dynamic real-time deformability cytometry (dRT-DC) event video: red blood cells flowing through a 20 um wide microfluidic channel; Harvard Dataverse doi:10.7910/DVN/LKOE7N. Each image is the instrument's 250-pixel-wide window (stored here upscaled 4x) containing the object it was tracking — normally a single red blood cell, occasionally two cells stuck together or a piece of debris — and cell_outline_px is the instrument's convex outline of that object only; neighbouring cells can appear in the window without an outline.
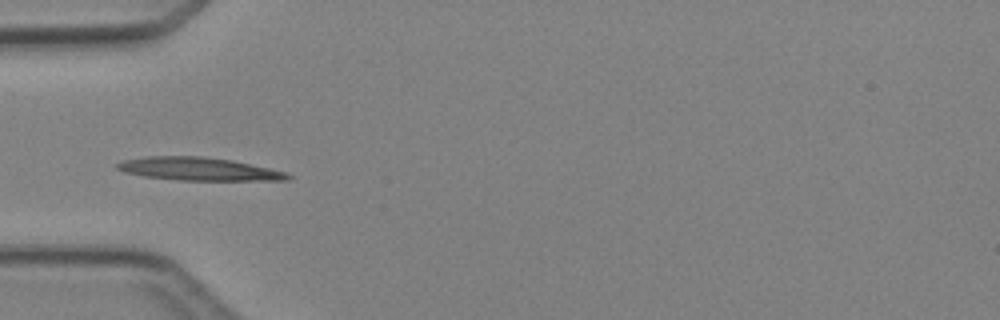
{"species": "Egyptian fruit bat (a non-hibernating species)", "species_latin": "Rousettus aegyptiacus", "temperature_condition": "cold", "stored_images_in_passage": 6, "camera_frame_rate_fps": 3000, "um_per_image_px": 0.085, "animal": {"sex": "female"}, "frame": {"image": 1, "passage_image": 4, "time_ms": 4.667, "image_size_px": [1000, 320], "cell_outline_px": [[292, 176], [288, 180], [180, 180], [144, 176], [124, 172], [116, 168], [116, 164], [120, 160], [144, 156], [200, 156], [232, 160], [268, 168], [284, 172]], "centroid_in_image_um": [16.81, 14.35], "position_along_channel_um": 68.2, "area_um2": 22.77}}
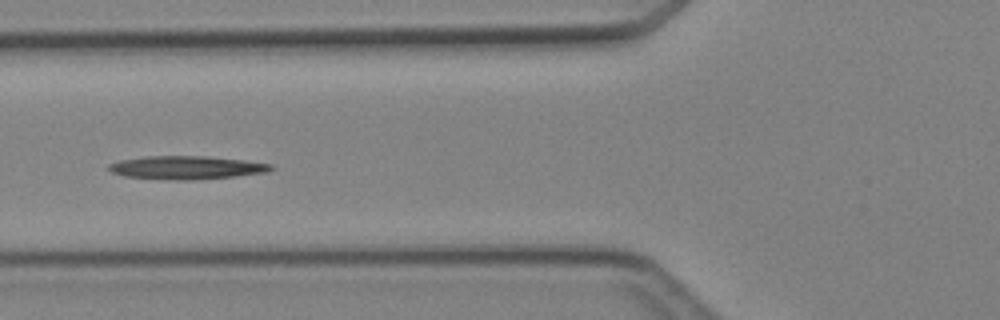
{"frame": {"image": 2, "passage_image": 5, "time_ms": 5.667, "image_size_px": [1000, 320], "cell_outline_px": [[276, 168], [268, 172], [232, 176], [192, 180], [176, 180], [124, 176], [112, 172], [108, 168], [108, 164], [120, 160], [144, 156], [204, 156], [244, 160], [272, 164]], "centroid_in_image_um": [15.86, 14.24], "position_along_channel_um": 109.9, "area_um2": 21.91}}
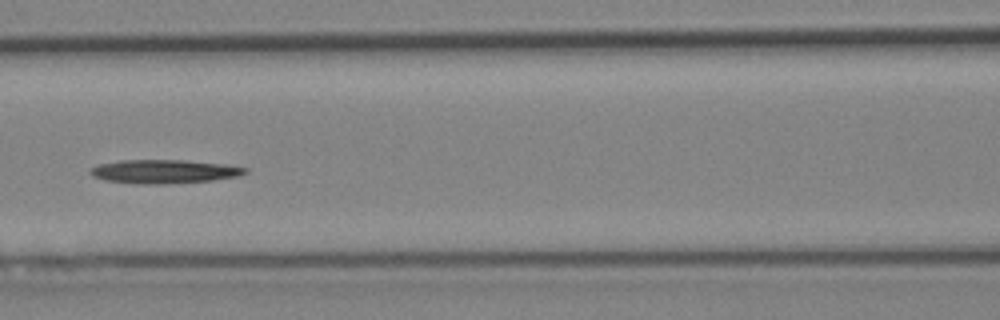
{"frame": {"image": 3, "passage_image": 6, "time_ms": 6.667, "image_size_px": [1000, 320], "cell_outline_px": [[248, 172], [236, 176], [212, 180], [168, 184], [136, 184], [104, 180], [92, 176], [88, 172], [92, 168], [100, 164], [120, 160], [184, 160], [224, 164], [248, 168]], "centroid_in_image_um": [13.92, 14.58], "position_along_channel_um": 152.7, "area_um2": 21.39}}